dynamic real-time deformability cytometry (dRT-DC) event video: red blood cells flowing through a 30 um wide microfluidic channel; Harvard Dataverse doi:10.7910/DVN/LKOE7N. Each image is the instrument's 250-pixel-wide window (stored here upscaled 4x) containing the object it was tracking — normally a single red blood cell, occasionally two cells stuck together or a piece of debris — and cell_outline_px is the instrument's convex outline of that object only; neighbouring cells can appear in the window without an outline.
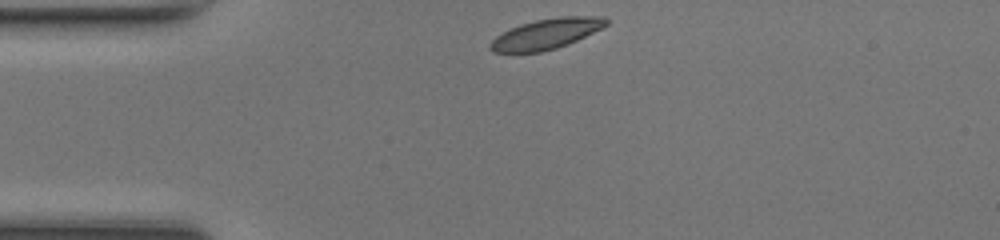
{"species": "common noctule bat (a hibernating species)", "species_latin": "Nyctalus noctula", "temperature_condition": "room temperature", "stored_images_in_passage": 31, "camera_frame_rate_fps": 3000, "um_per_image_px": 0.085, "animal": {"sex": "female", "body_mass_g": 17.0, "forearm_length_mm": 48.0}, "frame": {"image": 1, "passage_image": 1, "time_ms": 0.0, "image_size_px": [1000, 240], "cell_outline_px": [[608, 24], [568, 44], [556, 48], [540, 52], [492, 52], [488, 48], [488, 44], [496, 36], [520, 24], [536, 20], [560, 16], [604, 16], [608, 20]], "centroid_in_image_um": [46.41, 2.87], "position_along_channel_um": 38.6, "area_um2": 20.29}}
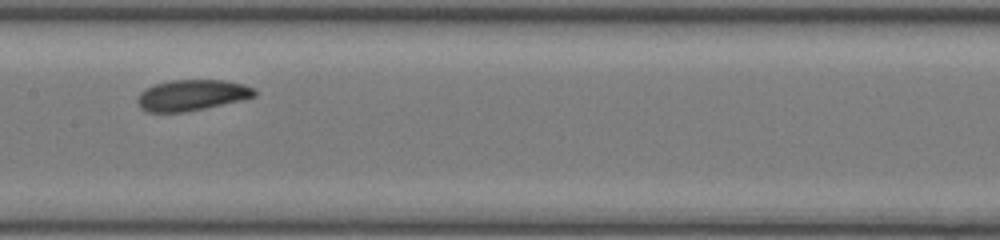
{"frame": {"image": 2, "passage_image": 14, "time_ms": 4.333, "image_size_px": [1000, 240], "cell_outline_px": [[256, 96], [244, 100], [184, 112], [148, 112], [140, 108], [136, 100], [140, 92], [144, 88], [152, 84], [172, 80], [224, 80], [244, 84], [252, 88], [256, 92]], "centroid_in_image_um": [16.28, 8.08], "position_along_channel_um": 191.1, "area_um2": 21.27}}
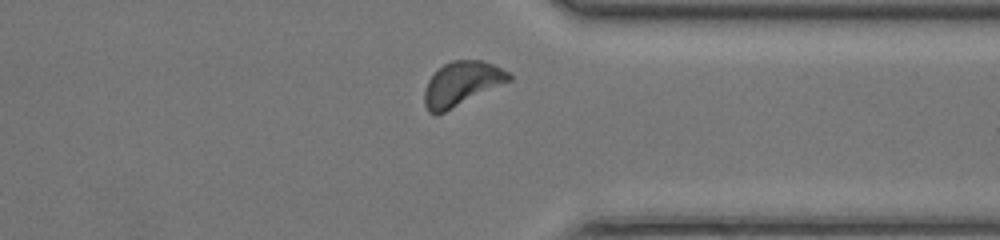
{"frame": {"image": 3, "passage_image": 27, "time_ms": 8.667, "image_size_px": [1000, 240], "cell_outline_px": [[512, 80], [436, 116], [428, 112], [424, 104], [424, 92], [428, 80], [444, 64], [452, 60], [484, 60], [508, 72], [512, 76]], "centroid_in_image_um": [39.23, 7.13], "position_along_channel_um": 372.2, "area_um2": 21.68}, "authors_computed_cell_mechanics": {"area_um2": 20.808, "velocity_mm_per_s": 4.2505, "shape_relaxation_time_tau1_ms": 1.2941, "shape_relaxation_time_tau2_ms": null, "deformation_change_tau1": 0.0501, "deformation_change_tau2": null}}